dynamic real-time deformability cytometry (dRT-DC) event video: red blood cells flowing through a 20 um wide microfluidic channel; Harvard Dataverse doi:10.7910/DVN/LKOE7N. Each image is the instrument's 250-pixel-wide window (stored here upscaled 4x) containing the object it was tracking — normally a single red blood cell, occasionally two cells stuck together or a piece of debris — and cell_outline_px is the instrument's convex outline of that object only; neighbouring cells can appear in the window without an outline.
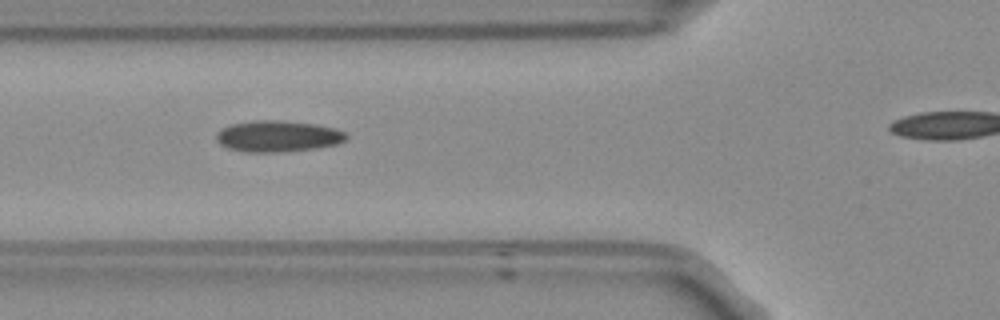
{"species": "Egyptian fruit bat (a non-hibernating species)", "species_latin": "Rousettus aegyptiacus", "temperature_condition": "room temperature", "stored_images_in_passage": 33, "camera_frame_rate_fps": 3000, "um_per_image_px": 0.085, "frame": {"image": 1, "passage_image": 8, "time_ms": 2.333, "image_size_px": [1000, 320], "cell_outline_px": [[348, 136], [344, 140], [336, 144], [316, 148], [276, 152], [248, 152], [228, 148], [220, 144], [216, 140], [216, 132], [220, 128], [228, 124], [252, 120], [280, 120], [316, 124], [336, 128], [344, 132]], "centroid_in_image_um": [23.56, 11.56], "position_along_channel_um": 102.2, "area_um2": 23.81}}
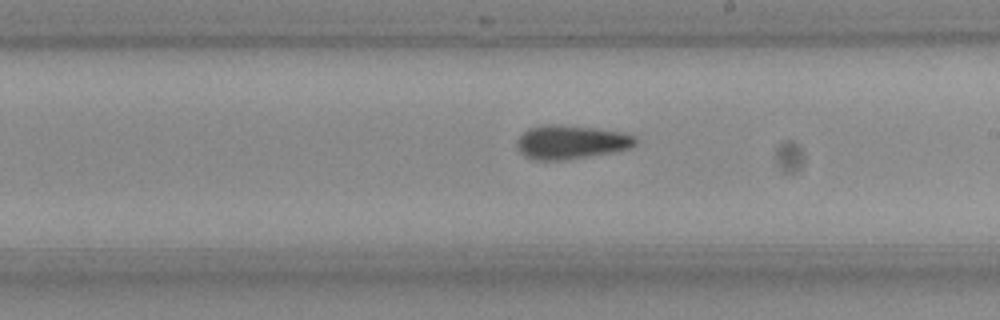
{"frame": {"image": 2, "passage_image": 19, "time_ms": 6.0, "image_size_px": [1000, 320], "cell_outline_px": [[640, 140], [632, 148], [612, 152], [564, 160], [532, 160], [524, 156], [516, 148], [516, 140], [528, 128], [544, 124], [556, 124], [596, 128], [624, 132], [636, 136]], "centroid_in_image_um": [48.54, 12.07], "position_along_channel_um": 240.5, "area_um2": 23.76}}
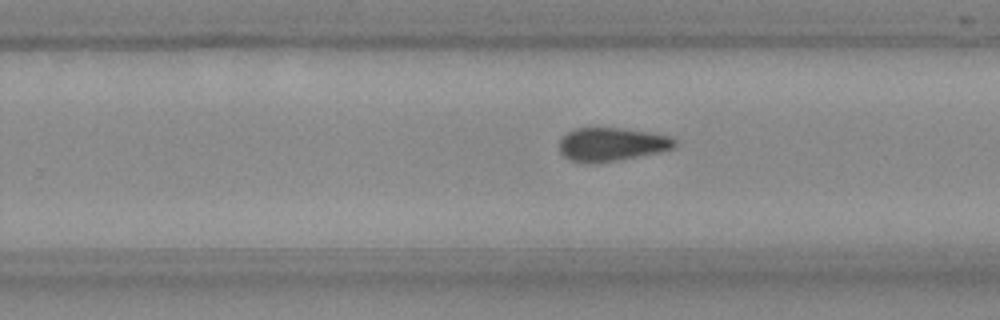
{"frame": {"image": 3, "passage_image": 22, "time_ms": 7.0, "image_size_px": [1000, 320], "cell_outline_px": [[676, 148], [660, 152], [612, 160], [572, 160], [564, 156], [560, 152], [560, 136], [572, 128], [620, 128], [648, 132], [668, 136], [676, 140]], "centroid_in_image_um": [52.0, 12.21], "position_along_channel_um": 277.8, "area_um2": 21.79}}